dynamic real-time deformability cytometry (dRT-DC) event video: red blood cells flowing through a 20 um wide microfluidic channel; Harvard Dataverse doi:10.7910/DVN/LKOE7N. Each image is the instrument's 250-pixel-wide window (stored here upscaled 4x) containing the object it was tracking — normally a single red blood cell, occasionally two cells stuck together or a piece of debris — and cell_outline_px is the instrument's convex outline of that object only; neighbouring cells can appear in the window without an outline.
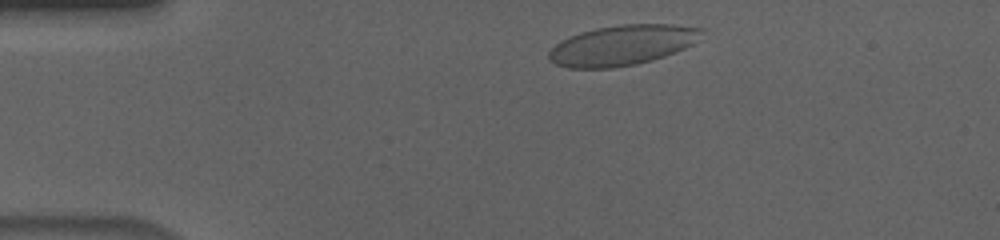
{"species": "human", "species_latin": "Homo sapiens", "temperature_condition": "cold", "stored_images_in_passage": 49, "camera_frame_rate_fps": 3000, "um_per_image_px": 0.085, "donor": {"sex": "male"}, "frame": {"image": 1, "passage_image": 4, "time_ms": 1.0, "image_size_px": [1000, 240], "cell_outline_px": [[704, 28], [692, 44], [684, 48], [664, 56], [652, 60], [636, 64], [612, 68], [568, 68], [556, 64], [548, 60], [548, 52], [560, 40], [580, 32], [596, 28], [620, 24], [672, 24]], "centroid_in_image_um": [52.84, 3.84], "position_along_channel_um": 32.2, "area_um2": 35.66}}
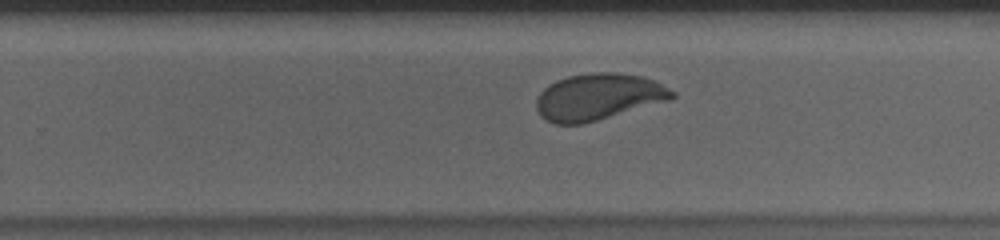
{"frame": {"image": 2, "passage_image": 29, "time_ms": 9.333, "image_size_px": [1000, 240], "cell_outline_px": [[676, 96], [672, 100], [584, 124], [552, 124], [540, 116], [536, 108], [536, 100], [540, 92], [544, 88], [556, 80], [568, 76], [592, 72], [616, 72], [644, 76], [676, 92]], "centroid_in_image_um": [50.86, 8.24], "position_along_channel_um": 278.9, "area_um2": 37.22}}
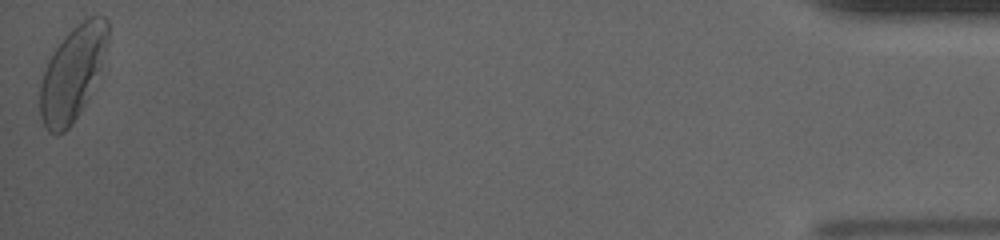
{"frame": {"image": 3, "passage_image": 49, "time_ms": 16.0, "image_size_px": [1000, 240], "cell_outline_px": [[108, 36], [100, 68], [88, 96], [84, 104], [72, 124], [64, 132], [56, 136], [48, 132], [40, 116], [40, 84], [48, 60], [56, 48], [68, 32], [72, 28], [88, 16], [104, 16], [108, 20]], "centroid_in_image_um": [6.14, 6.24], "position_along_channel_um": 429.1, "area_um2": 36.41}, "authors_computed_cell_mechanics": {"area_um2": 36.414, "velocity_mm_per_s": 3.6214, "shape_relaxation_time_tau1_ms": 5.7362, "shape_relaxation_time_tau2_ms": null, "deformation_change_tau1": 0.1594, "deformation_change_tau2": null}}